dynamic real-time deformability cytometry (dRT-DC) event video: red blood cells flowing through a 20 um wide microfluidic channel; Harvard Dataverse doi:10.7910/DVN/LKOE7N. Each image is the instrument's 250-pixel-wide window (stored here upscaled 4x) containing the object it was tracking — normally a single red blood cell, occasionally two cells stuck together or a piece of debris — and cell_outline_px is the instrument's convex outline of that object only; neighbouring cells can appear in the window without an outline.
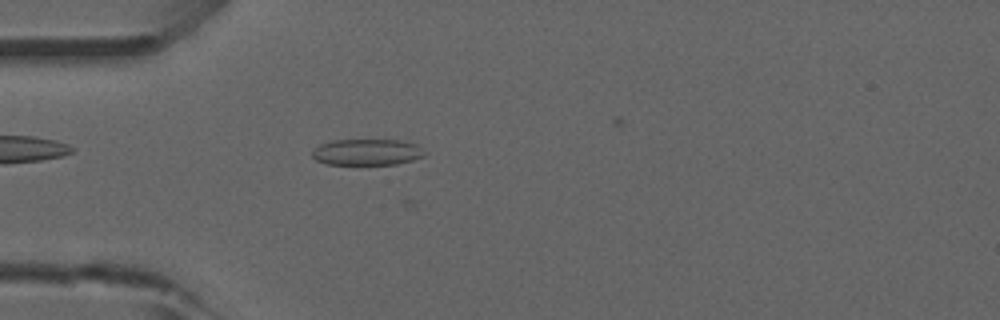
{"species": "common noctule bat (a hibernating species)", "species_latin": "Nyctalus noctula", "temperature_condition": "room temperature", "stored_images_in_passage": 11, "camera_frame_rate_fps": 3000, "um_per_image_px": 0.085, "animal": {"sex": "male", "forearm_length_mm": 52.5}, "frame": {"image": 1, "passage_image": 9, "time_ms": 2.667, "image_size_px": [1000, 320], "cell_outline_px": [[428, 152], [424, 156], [412, 160], [396, 164], [328, 164], [316, 160], [312, 156], [312, 152], [320, 144], [332, 140], [396, 140], [416, 144]], "centroid_in_image_um": [31.22, 12.93], "position_along_channel_um": 53.8, "area_um2": 17.11}}